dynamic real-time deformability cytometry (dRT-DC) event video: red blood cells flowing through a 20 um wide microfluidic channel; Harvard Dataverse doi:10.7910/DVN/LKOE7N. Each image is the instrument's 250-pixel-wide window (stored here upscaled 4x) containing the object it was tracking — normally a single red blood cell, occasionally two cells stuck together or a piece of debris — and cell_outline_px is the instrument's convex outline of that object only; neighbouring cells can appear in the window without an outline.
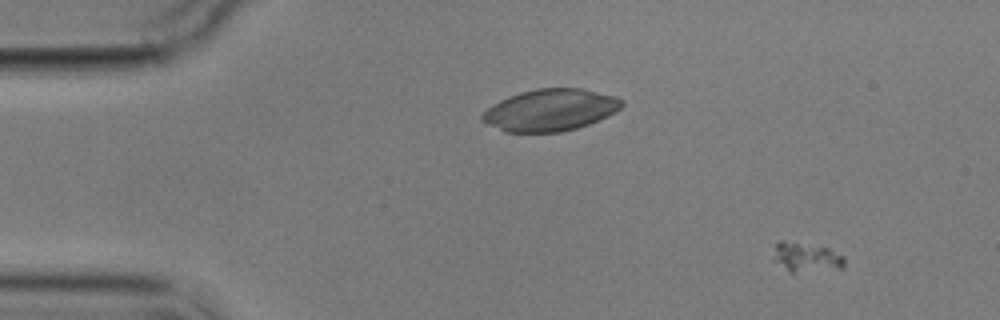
{"species": "common noctule bat (a hibernating species)", "species_latin": "Nyctalus noctula", "temperature_condition": "cold", "stored_images_in_passage": 5, "camera_frame_rate_fps": 3000, "um_per_image_px": 0.085, "animal": {"sex": "male", "body_mass_g": 17.9}, "frame": {"image": 1, "passage_image": 1, "time_ms": 0.0, "image_size_px": [1000, 320], "cell_outline_px": [[844, 268], [792, 272], [788, 272], [772, 260], [776, 244], [780, 240], [784, 240], [828, 248], [844, 256]], "centroid_in_image_um": [68.5, 21.87], "position_along_channel_um": 16.5, "area_um2": 12.14}}
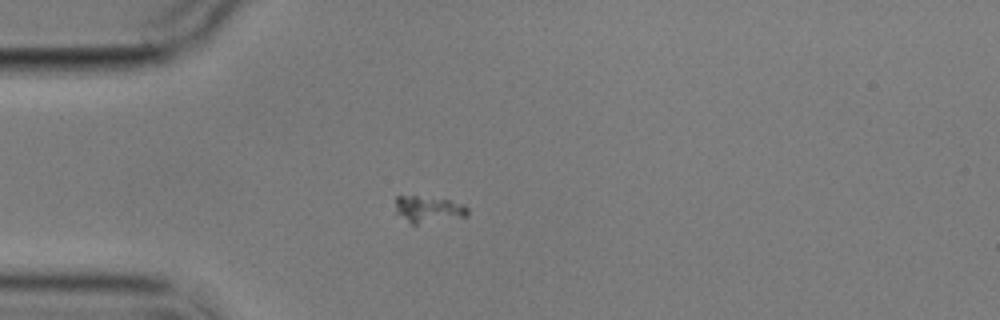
{"frame": {"image": 2, "passage_image": 3, "time_ms": 3.333, "image_size_px": [1000, 320], "cell_outline_px": [[468, 216], [416, 224], [412, 224], [396, 212], [396, 196], [416, 196], [448, 200], [464, 204], [468, 208]], "centroid_in_image_um": [36.44, 17.79], "position_along_channel_um": 48.6, "area_um2": 10.92}}
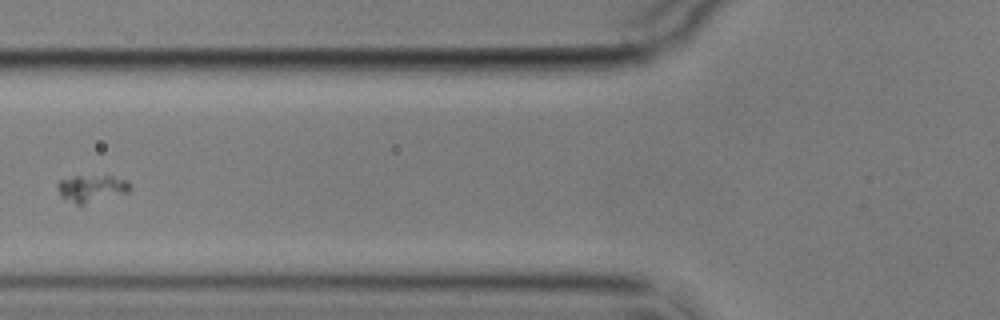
{"frame": {"image": 3, "passage_image": 5, "time_ms": 5.667, "image_size_px": [1000, 320], "cell_outline_px": [[132, 188], [128, 192], [84, 204], [76, 204], [60, 196], [56, 188], [56, 184], [60, 180], [72, 176], [112, 176], [128, 180], [132, 184]], "centroid_in_image_um": [7.79, 16.0], "position_along_channel_um": 118.0, "area_um2": 11.5}}